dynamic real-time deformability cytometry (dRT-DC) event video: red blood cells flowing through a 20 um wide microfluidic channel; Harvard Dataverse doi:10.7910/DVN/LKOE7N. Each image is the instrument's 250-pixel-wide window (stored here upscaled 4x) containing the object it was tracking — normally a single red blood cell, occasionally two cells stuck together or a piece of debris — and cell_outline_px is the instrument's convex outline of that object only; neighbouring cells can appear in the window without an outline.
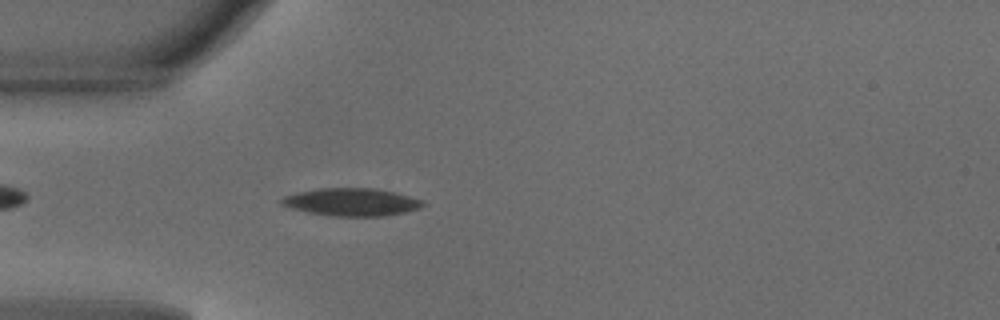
{"species": "common noctule bat (a hibernating species)", "species_latin": "Nyctalus noctula", "temperature_condition": "warm", "stored_images_in_passage": 38, "camera_frame_rate_fps": 3000, "um_per_image_px": 0.085, "animal": {"sex": "male", "body_mass_g": 18.8}, "frame": {"image": 1, "passage_image": 4, "time_ms": 1.0, "image_size_px": [1000, 320], "cell_outline_px": [[424, 204], [420, 208], [404, 212], [384, 216], [328, 216], [308, 212], [292, 208], [280, 204], [280, 200], [284, 196], [296, 192], [316, 188], [376, 188], [424, 200]], "centroid_in_image_um": [29.85, 17.17], "position_along_channel_um": 55.2, "area_um2": 22.83}}
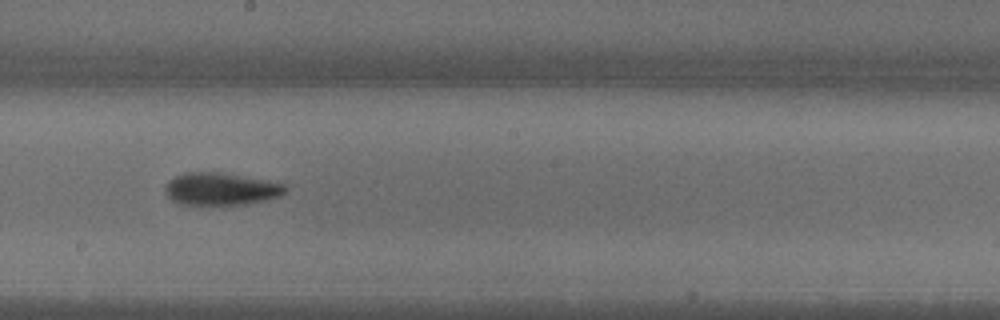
{"frame": {"image": 2, "passage_image": 17, "time_ms": 5.333, "image_size_px": [1000, 320], "cell_outline_px": [[288, 188], [280, 196], [248, 204], [180, 204], [172, 200], [168, 196], [164, 188], [168, 180], [184, 172], [220, 172], [284, 184]], "centroid_in_image_um": [18.74, 16.06], "position_along_channel_um": 229.5, "area_um2": 22.43}}
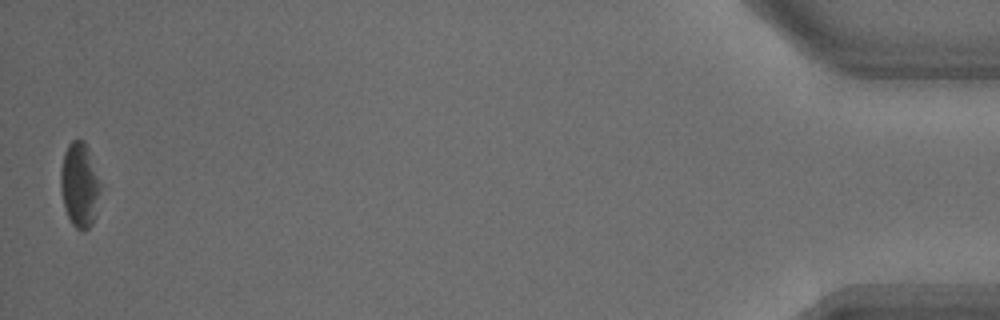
{"frame": {"image": 3, "passage_image": 38, "time_ms": 12.333, "image_size_px": [1000, 320], "cell_outline_px": [[100, 192], [96, 216], [92, 224], [84, 232], [76, 228], [72, 224], [68, 216], [64, 204], [60, 188], [60, 168], [64, 152], [68, 144], [72, 140], [84, 140], [88, 148], [100, 184]], "centroid_in_image_um": [6.76, 15.73], "position_along_channel_um": 428.4, "area_um2": 19.65}, "authors_computed_cell_mechanics": {"area_um2": 21.7906, "velocity_mm_per_s": 4.1384, "shape_relaxation_time_tau1_ms": 3.2159, "shape_relaxation_time_tau2_ms": 2.7355, "deformation_change_tau1": 0.1169, "deformation_change_tau2": 0.1168}}